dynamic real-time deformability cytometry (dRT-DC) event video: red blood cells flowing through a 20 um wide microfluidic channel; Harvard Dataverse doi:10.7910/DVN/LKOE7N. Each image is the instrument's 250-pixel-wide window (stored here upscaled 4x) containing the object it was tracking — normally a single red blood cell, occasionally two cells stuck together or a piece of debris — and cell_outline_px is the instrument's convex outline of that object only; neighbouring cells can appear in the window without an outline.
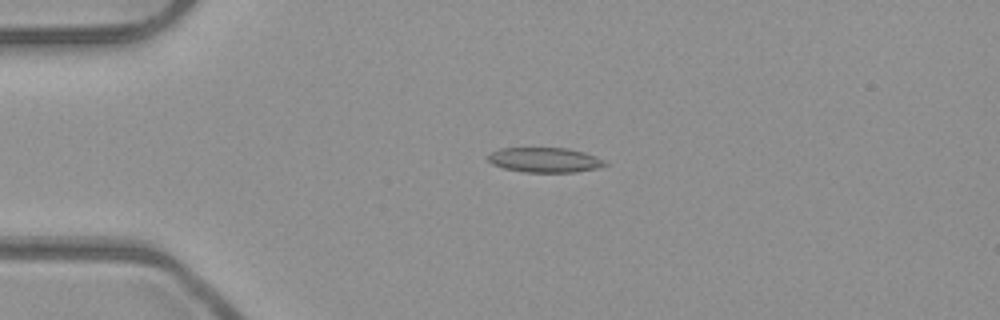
{"species": "common noctule bat (a hibernating species)", "species_latin": "Nyctalus noctula", "temperature_condition": "room temperature", "stored_images_in_passage": 4, "camera_frame_rate_fps": 3000, "um_per_image_px": 0.085, "animal": {"sex": "male", "body_mass_g": 23.1, "forearm_length_mm": 52.7}, "frame": {"image": 1, "passage_image": 3, "time_ms": 0.667, "image_size_px": [1000, 320], "cell_outline_px": [[608, 164], [596, 168], [576, 172], [524, 172], [504, 168], [492, 164], [488, 160], [488, 156], [492, 152], [500, 148], [568, 148], [584, 152], [596, 156], [604, 160]], "centroid_in_image_um": [46.31, 13.59], "position_along_channel_um": 38.7, "area_um2": 16.88}}